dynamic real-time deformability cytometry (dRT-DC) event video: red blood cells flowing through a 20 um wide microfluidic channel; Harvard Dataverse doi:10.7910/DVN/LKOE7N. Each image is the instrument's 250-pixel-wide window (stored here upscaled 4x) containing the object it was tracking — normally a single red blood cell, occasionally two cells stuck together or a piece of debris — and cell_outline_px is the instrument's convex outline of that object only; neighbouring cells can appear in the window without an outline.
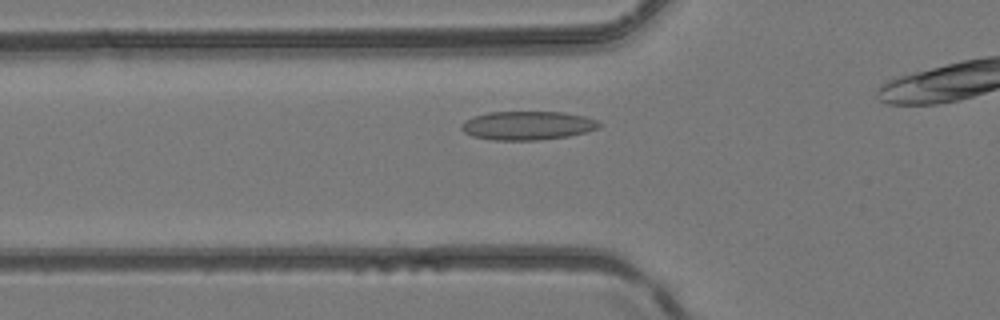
{"species": "common noctule bat (a hibernating species)", "species_latin": "Nyctalus noctula", "temperature_condition": "room temperature", "stored_images_in_passage": 24, "camera_frame_rate_fps": 3000, "um_per_image_px": 0.085, "animal": {"sex": "female", "body_mass_g": 24.6, "forearm_length_mm": 56.2}, "frame": {"image": 1, "passage_image": 2, "time_ms": 0.333, "image_size_px": [1000, 320], "cell_outline_px": [[604, 124], [600, 128], [588, 132], [568, 136], [536, 140], [492, 140], [472, 136], [464, 132], [460, 128], [464, 120], [488, 112], [564, 112], [584, 116], [596, 120]], "centroid_in_image_um": [44.87, 10.67], "position_along_channel_um": 80.9, "area_um2": 23.18}}
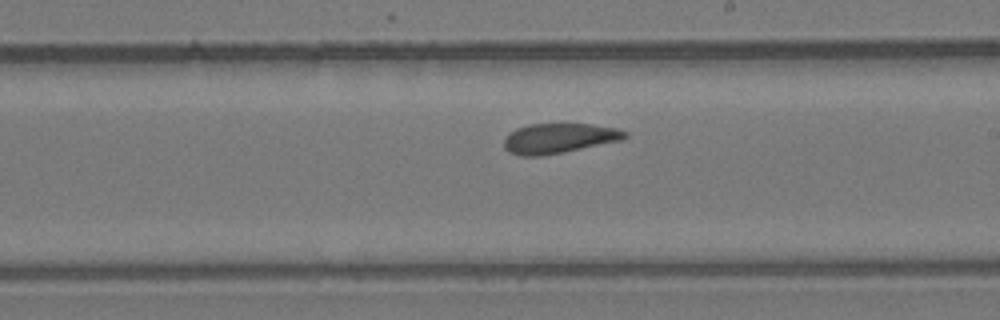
{"frame": {"image": 2, "passage_image": 12, "time_ms": 3.667, "image_size_px": [1000, 320], "cell_outline_px": [[628, 136], [620, 140], [564, 152], [540, 156], [520, 156], [508, 152], [504, 148], [504, 136], [508, 132], [516, 128], [528, 124], [592, 124], [616, 128], [628, 132]], "centroid_in_image_um": [47.45, 11.75], "position_along_channel_um": 241.6, "area_um2": 21.21}}
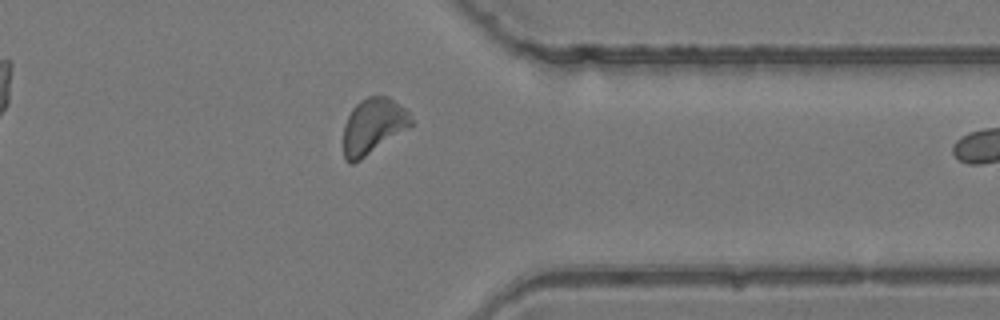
{"frame": {"image": 3, "passage_image": 21, "time_ms": 6.667, "image_size_px": [1000, 320], "cell_outline_px": [[412, 124], [408, 128], [360, 160], [352, 164], [348, 164], [344, 160], [344, 124], [352, 108], [360, 100], [368, 96], [388, 96], [400, 104], [408, 112], [412, 120]], "centroid_in_image_um": [31.69, 10.72], "position_along_channel_um": 379.7, "area_um2": 21.85}}